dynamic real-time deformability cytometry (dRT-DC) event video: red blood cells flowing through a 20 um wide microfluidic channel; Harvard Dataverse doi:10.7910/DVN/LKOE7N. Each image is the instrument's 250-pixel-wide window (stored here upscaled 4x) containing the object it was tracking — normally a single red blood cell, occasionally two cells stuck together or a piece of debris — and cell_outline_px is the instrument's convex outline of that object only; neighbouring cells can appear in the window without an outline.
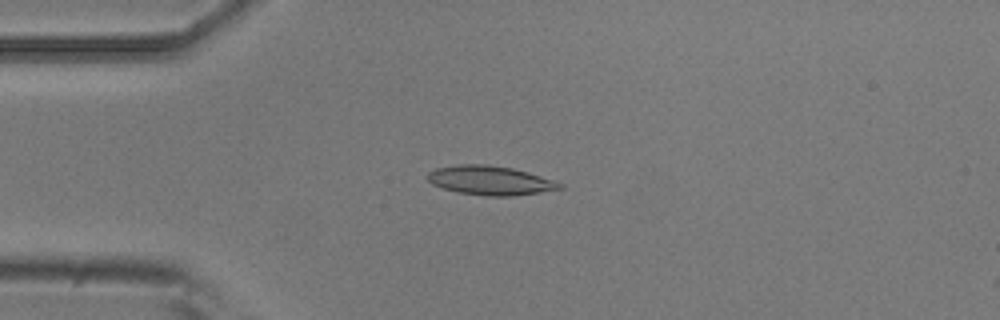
{"species": "common noctule bat (a hibernating species)", "species_latin": "Nyctalus noctula", "temperature_condition": "room temperature", "stored_images_in_passage": 8, "camera_frame_rate_fps": 3000, "um_per_image_px": 0.085, "animal": {"sex": "male", "body_mass_g": 20.5, "forearm_length_mm": 52.5}, "frame": {"image": 1, "passage_image": 4, "time_ms": 1.0, "image_size_px": [1000, 320], "cell_outline_px": [[564, 188], [540, 192], [512, 196], [488, 196], [456, 192], [432, 184], [428, 180], [428, 172], [436, 168], [456, 164], [488, 164], [512, 168], [528, 172], [564, 184]], "centroid_in_image_um": [41.66, 15.33], "position_along_channel_um": 43.3, "area_um2": 22.43}}
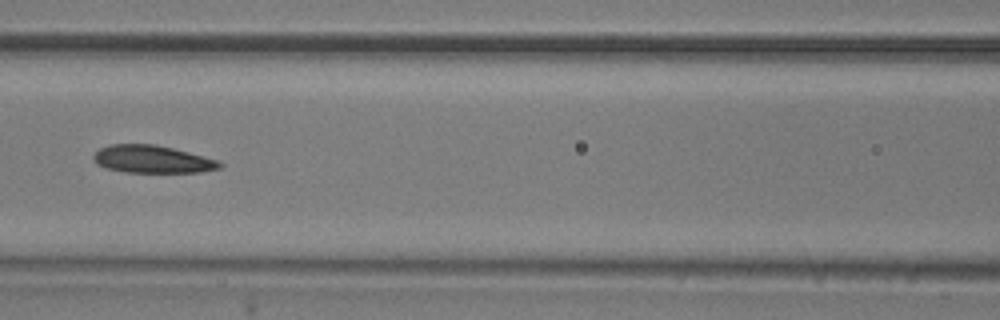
{"frame": {"image": 2, "passage_image": 7, "time_ms": 2.0, "image_size_px": [1000, 320], "cell_outline_px": [[224, 164], [220, 168], [200, 172], [124, 172], [104, 168], [96, 164], [92, 160], [92, 156], [100, 148], [112, 144], [156, 144], [204, 156], [216, 160]], "centroid_in_image_um": [12.9, 13.54], "position_along_channel_um": 153.7, "area_um2": 20.35}}
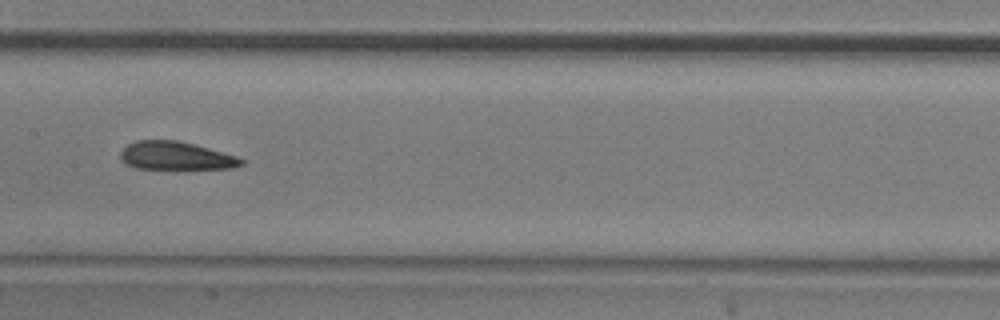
{"frame": {"image": 3, "passage_image": 8, "time_ms": 2.333, "image_size_px": [1000, 320], "cell_outline_px": [[248, 160], [244, 164], [232, 168], [176, 172], [136, 168], [124, 164], [120, 156], [120, 152], [128, 144], [136, 140], [176, 140], [208, 148], [236, 156]], "centroid_in_image_um": [14.97, 13.32], "position_along_channel_um": 192.4, "area_um2": 21.04}}